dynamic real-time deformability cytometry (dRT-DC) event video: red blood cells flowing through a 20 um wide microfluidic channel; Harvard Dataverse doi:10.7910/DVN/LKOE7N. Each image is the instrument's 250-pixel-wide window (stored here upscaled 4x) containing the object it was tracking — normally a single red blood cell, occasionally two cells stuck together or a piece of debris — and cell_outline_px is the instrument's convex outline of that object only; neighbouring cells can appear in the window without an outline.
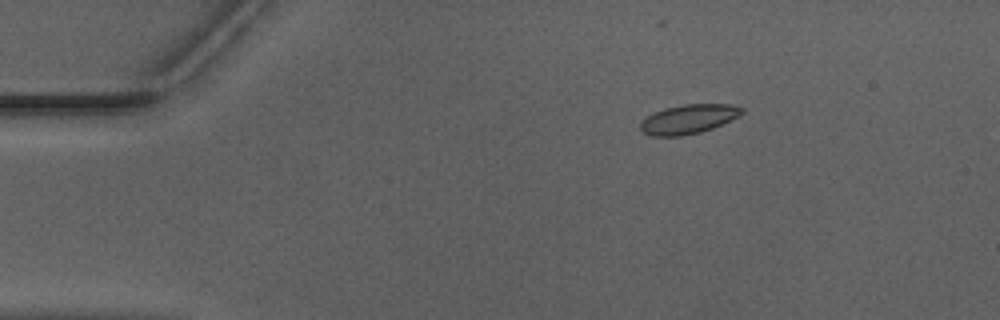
{"species": "Egyptian fruit bat (a non-hibernating species)", "species_latin": "Rousettus aegyptiacus", "temperature_condition": "warm", "stored_images_in_passage": 33, "camera_frame_rate_fps": 3000, "um_per_image_px": 0.085, "animal": {"sex": "male"}, "frame": {"image": 1, "passage_image": 1, "time_ms": 0.0, "image_size_px": [1000, 320], "cell_outline_px": [[744, 112], [712, 128], [700, 132], [680, 136], [652, 136], [644, 132], [640, 128], [640, 124], [648, 116], [664, 108], [684, 104], [732, 104], [744, 108]], "centroid_in_image_um": [58.52, 10.11], "position_along_channel_um": 26.5, "area_um2": 16.94}}
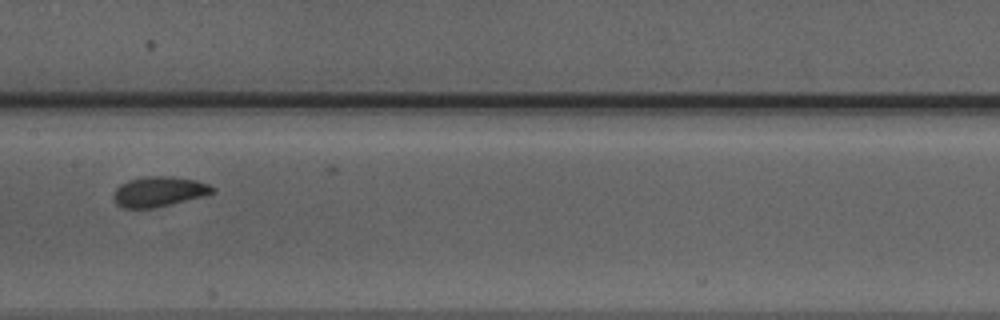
{"frame": {"image": 2, "passage_image": 19, "time_ms": 6.0, "image_size_px": [1000, 320], "cell_outline_px": [[216, 192], [204, 196], [156, 208], [124, 208], [116, 204], [112, 196], [116, 188], [120, 184], [128, 180], [148, 176], [172, 176], [196, 180], [208, 184], [216, 188]], "centroid_in_image_um": [13.52, 16.29], "position_along_channel_um": 193.9, "area_um2": 17.57}}
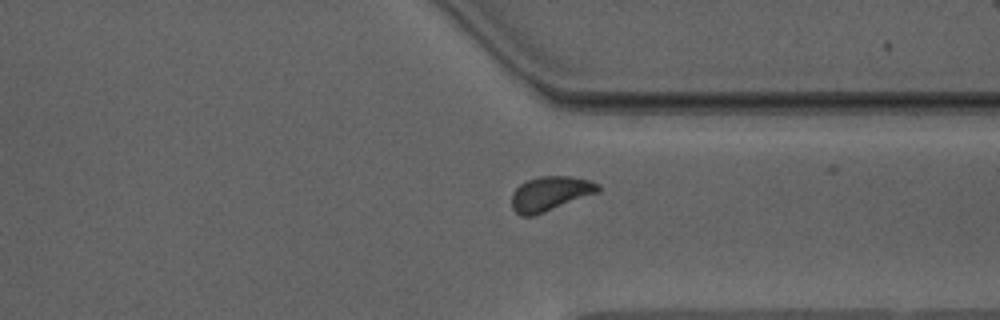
{"frame": {"image": 3, "passage_image": 32, "time_ms": 10.333, "image_size_px": [1000, 320], "cell_outline_px": [[600, 192], [544, 212], [532, 216], [520, 216], [512, 208], [512, 192], [520, 184], [528, 180], [540, 176], [568, 176], [588, 180], [600, 184]], "centroid_in_image_um": [46.77, 16.46], "position_along_channel_um": 364.6, "area_um2": 17.34}}